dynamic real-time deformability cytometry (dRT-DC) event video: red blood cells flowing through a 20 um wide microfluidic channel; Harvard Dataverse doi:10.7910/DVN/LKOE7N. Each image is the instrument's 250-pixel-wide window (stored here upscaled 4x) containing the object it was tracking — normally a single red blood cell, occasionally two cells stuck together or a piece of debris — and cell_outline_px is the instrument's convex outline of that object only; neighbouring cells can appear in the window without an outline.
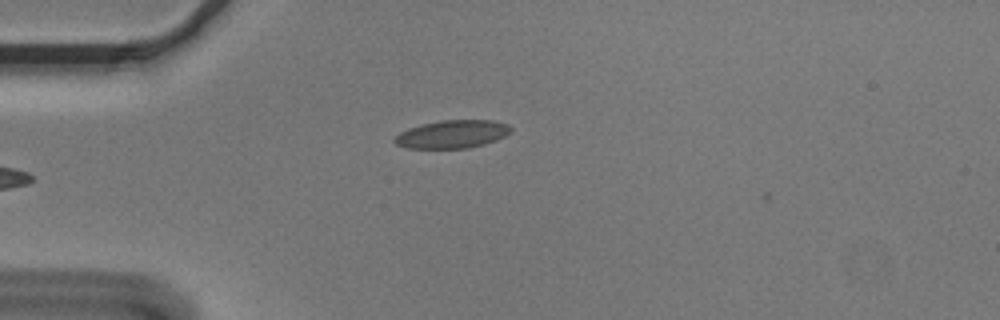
{"species": "Egyptian fruit bat (a non-hibernating species)", "species_latin": "Rousettus aegyptiacus", "temperature_condition": "cold", "stored_images_in_passage": 2, "camera_frame_rate_fps": 3000, "um_per_image_px": 0.085, "animal": {"sex": "male"}, "frame": {"image": 1, "passage_image": 1, "time_ms": 0.0, "image_size_px": [1000, 320], "cell_outline_px": [[512, 132], [496, 140], [484, 144], [468, 148], [408, 148], [396, 144], [392, 140], [400, 132], [408, 128], [440, 120], [492, 120], [508, 124], [512, 128]], "centroid_in_image_um": [38.46, 11.4], "position_along_channel_um": 46.5, "area_um2": 18.96}}